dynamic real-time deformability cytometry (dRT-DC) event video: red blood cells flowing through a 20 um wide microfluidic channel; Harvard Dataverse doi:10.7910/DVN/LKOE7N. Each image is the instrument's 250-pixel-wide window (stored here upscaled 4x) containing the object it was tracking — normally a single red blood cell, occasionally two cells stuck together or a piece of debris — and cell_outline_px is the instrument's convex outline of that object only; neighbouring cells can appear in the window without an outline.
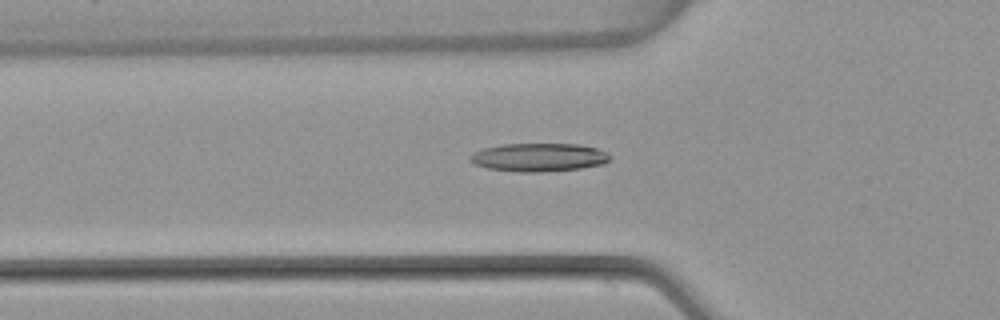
{"species": "common noctule bat (a hibernating species)", "species_latin": "Nyctalus noctula", "temperature_condition": "warm", "stored_images_in_passage": 54, "camera_frame_rate_fps": 3000, "um_per_image_px": 0.085, "animal": {"sex": "female", "body_mass_g": 22.7, "forearm_length_mm": 54.2}, "frame": {"image": 1, "passage_image": 19, "time_ms": 6.0, "image_size_px": [1000, 320], "cell_outline_px": [[612, 156], [604, 164], [580, 168], [544, 172], [520, 172], [488, 168], [476, 164], [468, 160], [468, 156], [472, 152], [484, 148], [500, 144], [580, 144], [596, 148], [608, 152]], "centroid_in_image_um": [45.8, 13.37], "position_along_channel_um": 80.0, "area_um2": 23.24}}
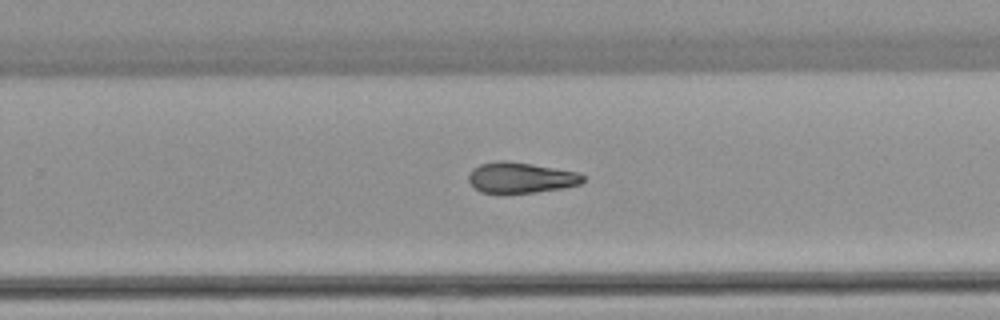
{"frame": {"image": 2, "passage_image": 35, "time_ms": 11.333, "image_size_px": [1000, 320], "cell_outline_px": [[584, 180], [580, 184], [564, 188], [536, 192], [480, 192], [468, 180], [468, 176], [472, 168], [480, 164], [496, 160], [504, 160], [532, 164], [576, 172], [584, 176]], "centroid_in_image_um": [44.25, 15.09], "position_along_channel_um": 285.5, "area_um2": 20.23}}
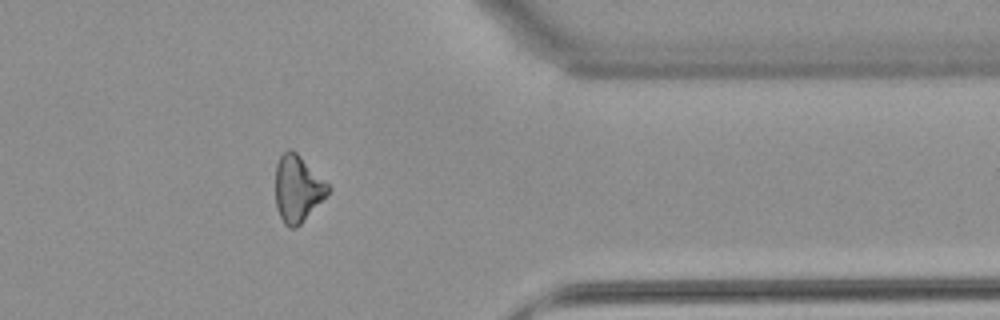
{"frame": {"image": 3, "passage_image": 44, "time_ms": 14.333, "image_size_px": [1000, 320], "cell_outline_px": [[332, 188], [300, 224], [296, 228], [288, 228], [284, 224], [276, 208], [276, 164], [280, 156], [288, 148], [292, 148]], "centroid_in_image_um": [25.27, 16.03], "position_along_channel_um": 386.1, "area_um2": 20.11}, "authors_computed_cell_mechanics": {"area_um2": 21.3282, "velocity_mm_per_s": 3.8449, "shape_relaxation_time_tau1_ms": null, "shape_relaxation_time_tau2_ms": 7.8255, "deformation_change_tau1": null, "deformation_change_tau2": 0.2018}}